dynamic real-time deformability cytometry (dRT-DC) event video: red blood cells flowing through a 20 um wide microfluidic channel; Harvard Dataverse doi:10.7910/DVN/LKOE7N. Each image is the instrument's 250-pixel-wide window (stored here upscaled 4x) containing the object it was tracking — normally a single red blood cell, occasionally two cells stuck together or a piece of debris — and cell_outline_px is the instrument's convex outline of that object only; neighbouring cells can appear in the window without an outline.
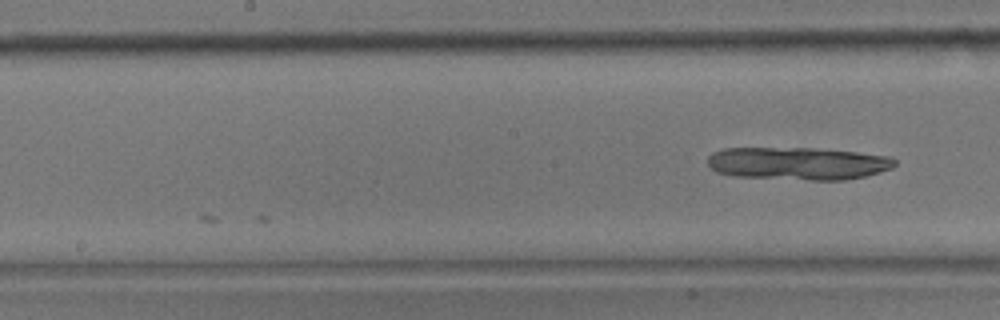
{"species": "common noctule bat (a hibernating species)", "species_latin": "Nyctalus noctula", "temperature_condition": "room temperature", "stored_images_in_passage": 16, "camera_frame_rate_fps": 3000, "um_per_image_px": 0.085, "animal": {"sex": "male", "body_mass_g": 17.9}, "frame": {"image": 1, "passage_image": 16, "time_ms": 5.0, "image_size_px": [1000, 320], "cell_outline_px": [[896, 164], [892, 168], [880, 172], [864, 176], [844, 180], [808, 180], [732, 176], [716, 172], [708, 164], [708, 156], [712, 152], [724, 148], [816, 148], [856, 152], [892, 156], [896, 160]], "centroid_in_image_um": [67.83, 13.89], "position_along_channel_um": 180.4, "area_um2": 35.95}}